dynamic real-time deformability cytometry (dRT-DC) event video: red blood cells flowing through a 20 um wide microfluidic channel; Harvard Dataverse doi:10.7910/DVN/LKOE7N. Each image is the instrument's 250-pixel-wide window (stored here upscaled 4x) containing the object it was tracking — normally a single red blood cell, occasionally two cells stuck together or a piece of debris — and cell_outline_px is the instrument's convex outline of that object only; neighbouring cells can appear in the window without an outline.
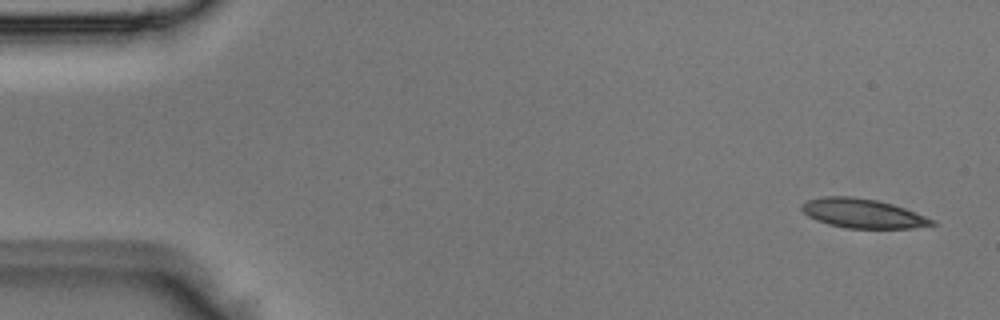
{"species": "Egyptian fruit bat (a non-hibernating species)", "species_latin": "Rousettus aegyptiacus", "temperature_condition": "room temperature", "stored_images_in_passage": 5, "segment_of_instrument_passage": [2, 2], "camera_frame_rate_fps": 3000, "um_per_image_px": 0.085, "animal": {"sex": "male"}, "frame": {"image": 1, "passage_image": 5, "time_ms": 1.333, "image_size_px": [1000, 320], "cell_outline_px": [[936, 224], [912, 228], [844, 228], [828, 224], [816, 220], [808, 216], [800, 208], [800, 204], [808, 200], [824, 196], [852, 196], [876, 200], [892, 204], [904, 208], [936, 220]], "centroid_in_image_um": [73.31, 18.14], "position_along_channel_um": 11.7, "area_um2": 22.2}}